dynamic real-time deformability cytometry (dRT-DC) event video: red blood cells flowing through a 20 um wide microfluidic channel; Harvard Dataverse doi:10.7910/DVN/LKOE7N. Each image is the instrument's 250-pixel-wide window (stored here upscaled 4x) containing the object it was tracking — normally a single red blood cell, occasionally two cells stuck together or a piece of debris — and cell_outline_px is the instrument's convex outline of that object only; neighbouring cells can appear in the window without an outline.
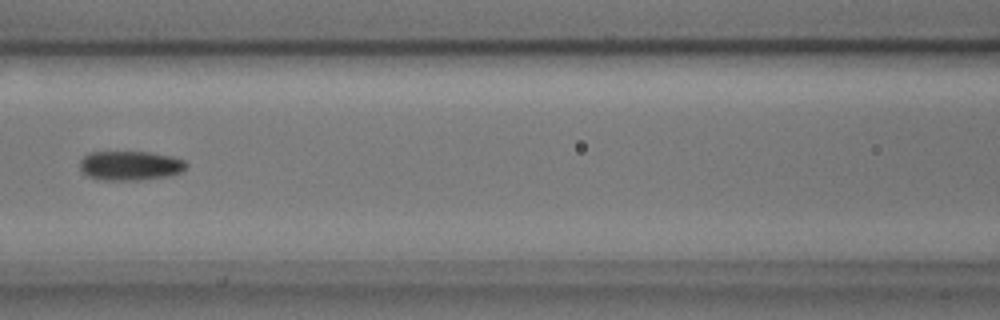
{"species": "common noctule bat (a hibernating species)", "species_latin": "Nyctalus noctula", "temperature_condition": "cold", "stored_images_in_passage": 7, "camera_frame_rate_fps": 3000, "um_per_image_px": 0.085, "animal": {"sex": "male", "body_mass_g": 17.9, "forearm_length_mm": 54.2}, "frame": {"image": 1, "passage_image": 7, "time_ms": 2.0, "image_size_px": [1000, 320], "cell_outline_px": [[188, 164], [180, 172], [168, 176], [140, 180], [104, 180], [88, 176], [80, 172], [80, 160], [84, 156], [92, 152], [148, 152], [172, 156], [184, 160]], "centroid_in_image_um": [11.05, 14.08], "position_along_channel_um": 155.6, "area_um2": 18.21}}